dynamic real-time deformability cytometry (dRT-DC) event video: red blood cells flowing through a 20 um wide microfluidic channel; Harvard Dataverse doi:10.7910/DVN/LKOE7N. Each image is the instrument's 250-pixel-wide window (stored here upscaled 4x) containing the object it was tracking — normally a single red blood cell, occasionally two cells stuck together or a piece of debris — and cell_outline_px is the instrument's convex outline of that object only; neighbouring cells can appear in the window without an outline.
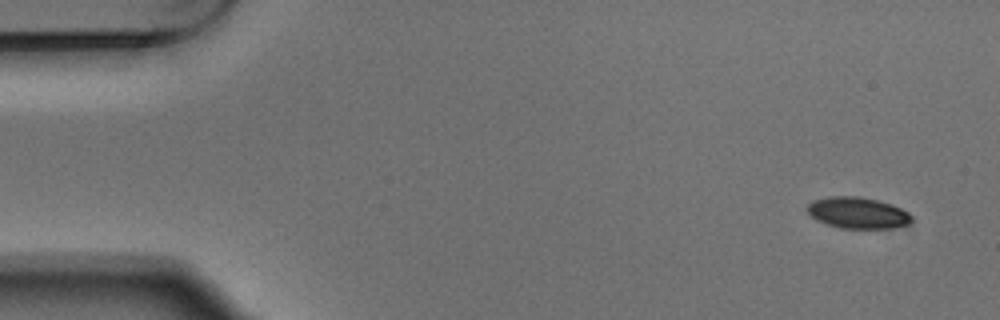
{"species": "Egyptian fruit bat (a non-hibernating species)", "species_latin": "Rousettus aegyptiacus", "temperature_condition": "warm", "stored_images_in_passage": 4, "camera_frame_rate_fps": 3000, "um_per_image_px": 0.085, "animal": {"sex": "male"}, "frame": {"image": 1, "passage_image": 1, "time_ms": 0.0, "image_size_px": [1000, 320], "cell_outline_px": [[912, 220], [908, 224], [892, 228], [840, 228], [816, 220], [804, 208], [812, 200], [828, 196], [860, 196], [892, 204], [908, 212], [912, 216]], "centroid_in_image_um": [72.88, 18.08], "position_along_channel_um": 12.1, "area_um2": 19.13}}
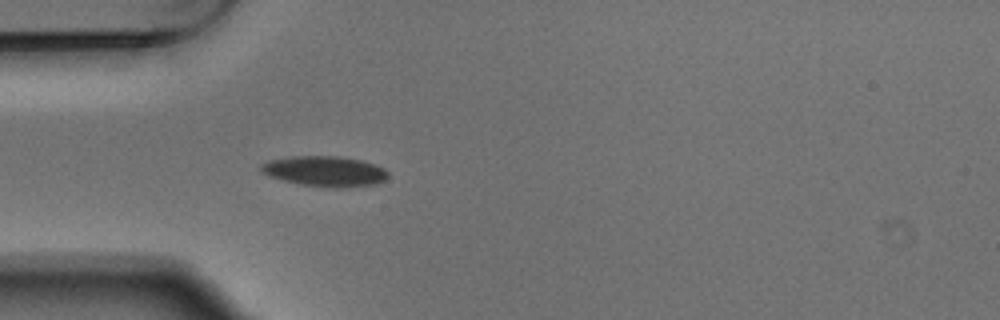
{"frame": {"image": 2, "passage_image": 4, "time_ms": 1.0, "image_size_px": [1000, 320], "cell_outline_px": [[388, 176], [384, 180], [376, 184], [336, 188], [300, 184], [268, 176], [260, 172], [260, 164], [268, 160], [292, 156], [340, 156], [360, 160], [376, 164], [384, 168], [388, 172]], "centroid_in_image_um": [27.59, 14.55], "position_along_channel_um": 57.4, "area_um2": 22.54}}